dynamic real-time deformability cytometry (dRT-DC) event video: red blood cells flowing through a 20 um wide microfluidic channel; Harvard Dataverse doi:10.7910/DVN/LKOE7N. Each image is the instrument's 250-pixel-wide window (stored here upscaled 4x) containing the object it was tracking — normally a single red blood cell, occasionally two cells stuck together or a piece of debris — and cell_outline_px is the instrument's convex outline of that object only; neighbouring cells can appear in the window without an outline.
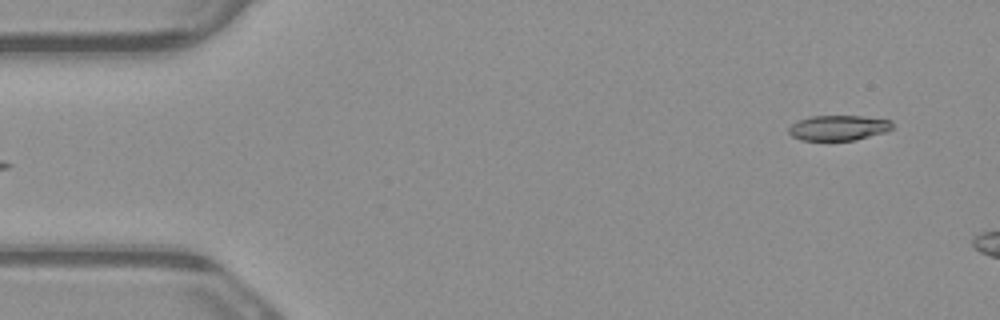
{"species": "common noctule bat (a hibernating species)", "species_latin": "Nyctalus noctula", "temperature_condition": "warm", "stored_images_in_passage": 4, "camera_frame_rate_fps": 3000, "um_per_image_px": 0.085, "animal": {"sex": "male", "body_mass_g": 23.1, "forearm_length_mm": 52.7}, "frame": {"image": 1, "passage_image": 4, "time_ms": 1.0, "image_size_px": [1000, 320], "cell_outline_px": [[892, 128], [884, 132], [856, 140], [800, 140], [792, 136], [788, 132], [788, 128], [792, 124], [800, 120], [812, 116], [864, 116], [892, 120]], "centroid_in_image_um": [71.27, 10.86], "position_along_channel_um": 13.7, "area_um2": 15.14}}